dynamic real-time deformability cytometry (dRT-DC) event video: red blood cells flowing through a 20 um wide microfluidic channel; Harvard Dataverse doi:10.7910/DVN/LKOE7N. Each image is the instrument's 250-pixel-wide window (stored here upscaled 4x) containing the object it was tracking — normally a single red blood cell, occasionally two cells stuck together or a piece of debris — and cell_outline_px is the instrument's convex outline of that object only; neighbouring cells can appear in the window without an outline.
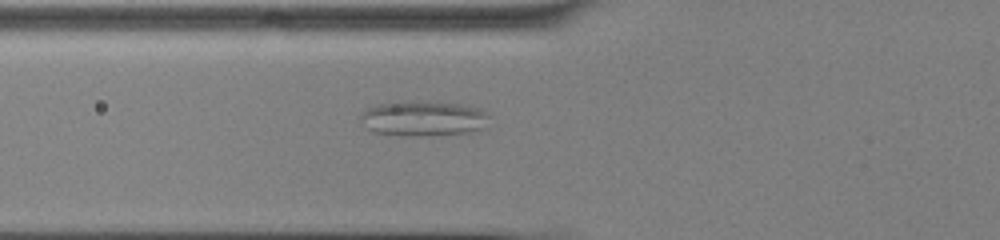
{"species": "common noctule bat (a hibernating species)", "species_latin": "Nyctalus noctula", "temperature_condition": "cold", "stored_images_in_passage": 36, "camera_frame_rate_fps": 3000, "um_per_image_px": 0.085, "animal": {"sex": "male", "body_mass_g": 13.0, "forearm_length_mm": 53.1}, "frame": {"image": 1, "passage_image": 3, "time_ms": 0.667, "image_size_px": [1000, 240], "cell_outline_px": [[488, 116], [484, 128], [480, 132], [428, 136], [400, 136], [372, 132], [368, 128], [360, 116], [368, 108], [376, 104], [468, 104], [480, 108], [488, 112]], "centroid_in_image_um": [36.09, 10.14], "position_along_channel_um": 89.7, "area_um2": 25.78}}
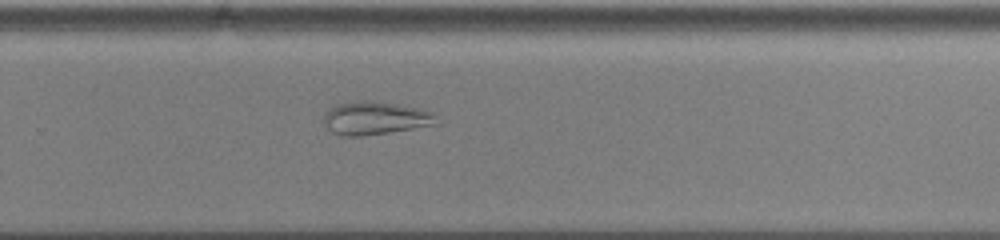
{"frame": {"image": 2, "passage_image": 19, "time_ms": 6.0, "image_size_px": [1000, 240], "cell_outline_px": [[436, 116], [432, 124], [412, 128], [388, 132], [360, 136], [340, 136], [332, 132], [328, 128], [324, 120], [324, 112], [328, 108], [336, 104], [360, 100], [368, 100], [396, 104], [420, 108], [432, 112]], "centroid_in_image_um": [31.8, 10.02], "position_along_channel_um": 298.0, "area_um2": 21.44}}
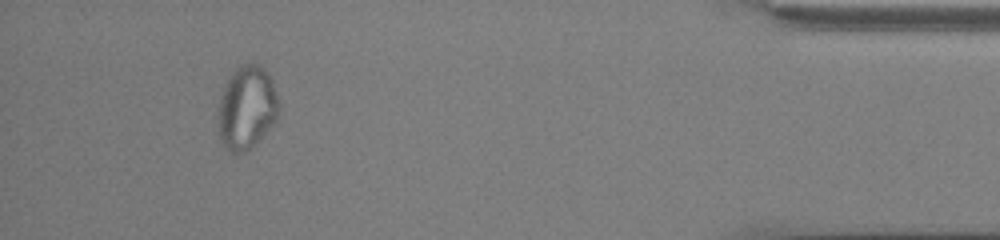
{"frame": {"image": 3, "passage_image": 32, "time_ms": 10.333, "image_size_px": [1000, 240], "cell_outline_px": [[280, 112], [276, 124], [244, 152], [232, 152], [220, 140], [216, 116], [216, 112], [220, 96], [224, 84], [232, 72], [236, 68], [244, 64], [260, 64], [268, 72], [272, 80], [280, 104]], "centroid_in_image_um": [20.98, 9.13], "position_along_channel_um": 414.2, "area_um2": 30.06}}